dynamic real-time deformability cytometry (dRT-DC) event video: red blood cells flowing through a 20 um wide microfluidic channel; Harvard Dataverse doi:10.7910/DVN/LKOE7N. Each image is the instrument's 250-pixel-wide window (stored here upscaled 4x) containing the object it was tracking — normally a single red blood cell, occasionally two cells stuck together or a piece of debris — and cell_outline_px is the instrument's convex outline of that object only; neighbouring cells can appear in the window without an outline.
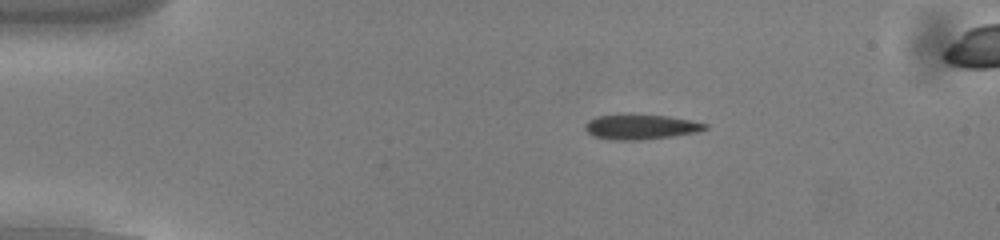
{"species": "common noctule bat (a hibernating species)", "species_latin": "Nyctalus noctula", "temperature_condition": "cold", "stored_images_in_passage": 52, "camera_frame_rate_fps": 3000, "um_per_image_px": 0.085, "animal": {"sex": "male", "body_mass_g": 13.0, "forearm_length_mm": 53.1}, "frame": {"image": 1, "passage_image": 9, "time_ms": 2.667, "image_size_px": [1000, 240], "cell_outline_px": [[708, 128], [696, 132], [672, 136], [640, 140], [612, 140], [592, 136], [584, 128], [584, 124], [588, 120], [596, 116], [668, 116], [708, 124]], "centroid_in_image_um": [54.43, 10.81], "position_along_channel_um": 30.6, "area_um2": 16.94}}
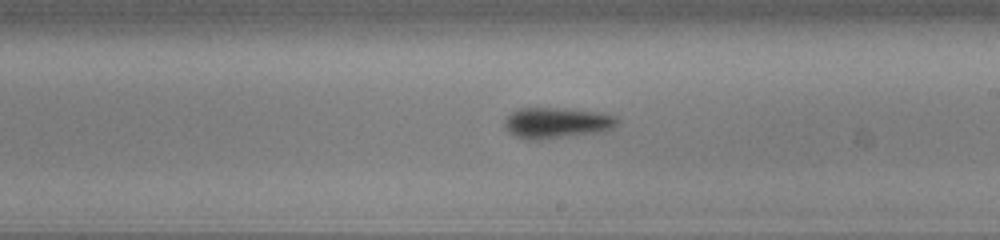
{"frame": {"image": 2, "passage_image": 30, "time_ms": 9.667, "image_size_px": [1000, 240], "cell_outline_px": [[620, 120], [612, 128], [604, 132], [540, 140], [528, 140], [516, 136], [508, 132], [504, 124], [504, 120], [512, 112], [520, 108], [560, 108], [596, 112], [616, 116]], "centroid_in_image_um": [47.32, 10.46], "position_along_channel_um": 241.7, "area_um2": 20.35}}
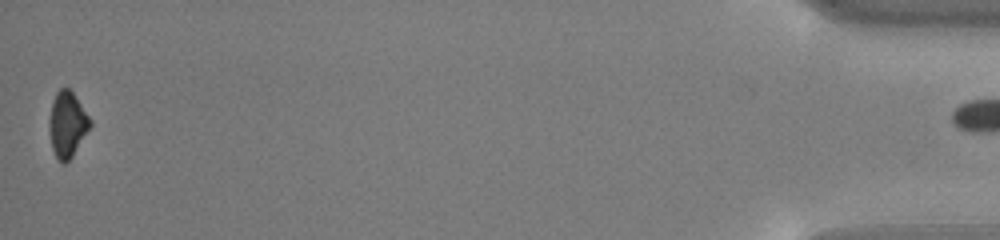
{"frame": {"image": 3, "passage_image": 52, "time_ms": 17.0, "image_size_px": [1000, 240], "cell_outline_px": [[92, 124], [72, 156], [64, 164], [56, 156], [52, 148], [48, 128], [48, 120], [52, 104], [56, 92], [60, 88], [68, 88], [72, 92], [92, 120]], "centroid_in_image_um": [5.71, 10.56], "position_along_channel_um": 429.5, "area_um2": 15.43}, "authors_computed_cell_mechanics": {"area_um2": 18.0336, "velocity_mm_per_s": 3.8401, "shape_relaxation_time_tau1_ms": 1.5996, "shape_relaxation_time_tau2_ms": null, "deformation_change_tau1": 0.0975, "deformation_change_tau2": null}}